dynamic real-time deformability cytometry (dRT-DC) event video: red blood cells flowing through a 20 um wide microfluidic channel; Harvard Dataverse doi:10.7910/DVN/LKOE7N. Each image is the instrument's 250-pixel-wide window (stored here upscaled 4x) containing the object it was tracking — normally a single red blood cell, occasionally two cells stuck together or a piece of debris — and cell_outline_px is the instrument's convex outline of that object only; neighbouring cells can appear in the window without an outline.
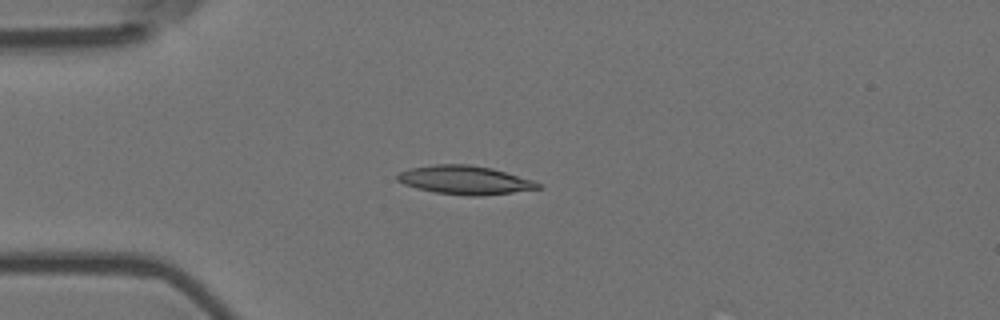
{"species": "Egyptian fruit bat (a non-hibernating species)", "species_latin": "Rousettus aegyptiacus", "temperature_condition": "room temperature", "stored_images_in_passage": 4, "camera_frame_rate_fps": 3000, "um_per_image_px": 0.085, "animal": {"sex": "female"}, "frame": {"image": 1, "passage_image": 4, "time_ms": 1.0, "image_size_px": [1000, 320], "cell_outline_px": [[544, 188], [480, 196], [468, 196], [436, 192], [416, 188], [404, 184], [396, 180], [396, 176], [400, 172], [408, 168], [436, 164], [468, 164], [492, 168], [532, 180], [544, 184]], "centroid_in_image_um": [39.53, 15.3], "position_along_channel_um": 45.5, "area_um2": 23.52}}